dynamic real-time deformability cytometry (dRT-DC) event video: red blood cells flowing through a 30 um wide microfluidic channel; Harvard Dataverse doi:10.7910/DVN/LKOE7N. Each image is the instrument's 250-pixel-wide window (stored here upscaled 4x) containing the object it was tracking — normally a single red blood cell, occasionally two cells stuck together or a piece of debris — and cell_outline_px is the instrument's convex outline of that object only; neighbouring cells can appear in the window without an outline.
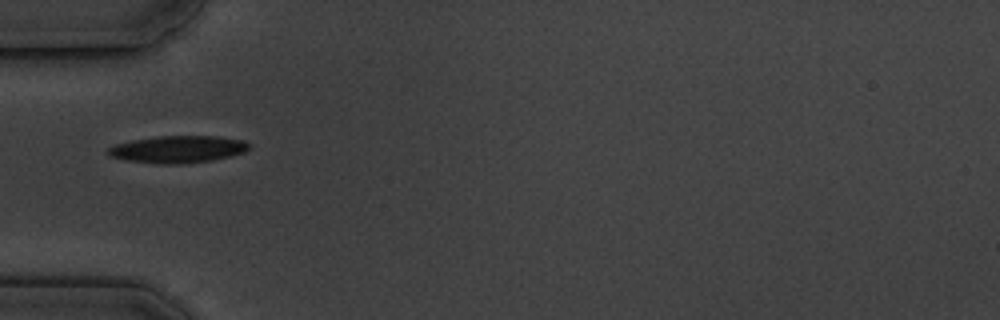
{"species": "common noctule bat (a hibernating species)", "species_latin": "Nyctalus noctula", "temperature_condition": "cold", "stored_images_in_passage": 3, "camera_frame_rate_fps": 3000, "um_per_image_px": 0.085, "animal": {"sex": "male", "body_mass_g": 19.5, "forearm_length_mm": 54.6}, "frame": {"image": 1, "passage_image": 1, "time_ms": 0.0, "image_size_px": [1000, 320], "cell_outline_px": [[252, 144], [244, 152], [232, 156], [212, 160], [184, 164], [160, 164], [128, 160], [108, 156], [104, 152], [108, 148], [116, 144], [132, 140], [160, 136], [216, 136], [244, 140]], "centroid_in_image_um": [15.12, 12.69], "position_along_channel_um": 69.9, "area_um2": 22.43}}